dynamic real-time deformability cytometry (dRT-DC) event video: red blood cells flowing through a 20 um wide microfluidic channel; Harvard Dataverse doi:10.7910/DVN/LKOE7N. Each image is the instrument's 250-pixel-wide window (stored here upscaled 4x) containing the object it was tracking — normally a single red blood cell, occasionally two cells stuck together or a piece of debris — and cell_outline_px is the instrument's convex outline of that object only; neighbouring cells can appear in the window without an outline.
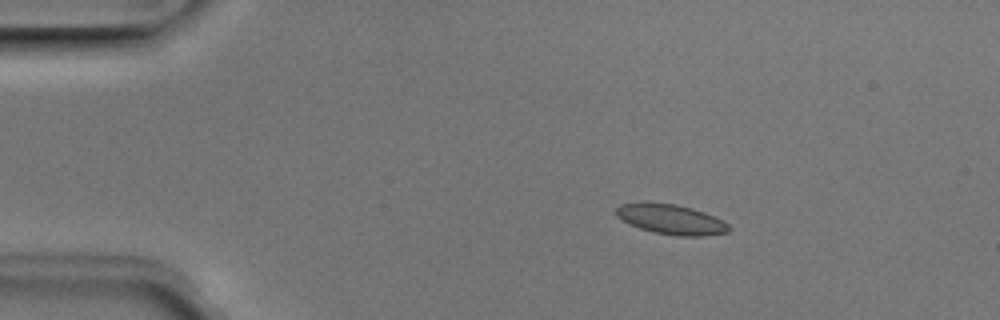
{"species": "Egyptian fruit bat (a non-hibernating species)", "species_latin": "Rousettus aegyptiacus", "temperature_condition": "room temperature", "stored_images_in_passage": 5, "camera_frame_rate_fps": 3000, "um_per_image_px": 0.085, "animal": {"sex": "male"}, "frame": {"image": 1, "passage_image": 3, "time_ms": 0.667, "image_size_px": [1000, 320], "cell_outline_px": [[732, 228], [728, 232], [704, 236], [676, 236], [652, 232], [628, 224], [620, 220], [616, 216], [616, 208], [620, 204], [676, 204], [692, 208], [704, 212], [724, 220]], "centroid_in_image_um": [57.08, 18.68], "position_along_channel_um": 27.9, "area_um2": 19.54}}
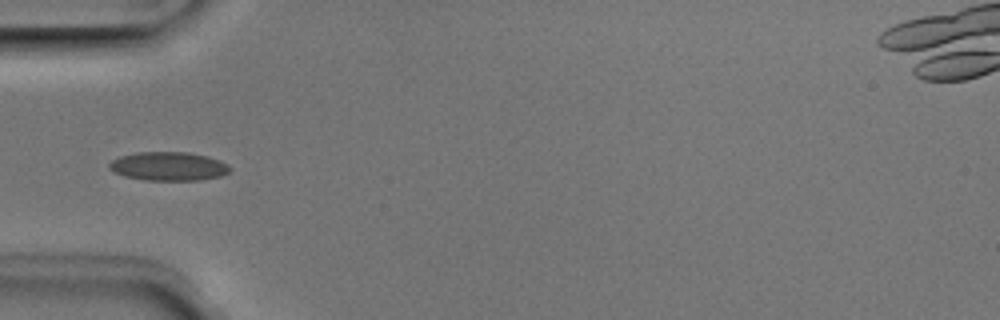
{"frame": {"image": 2, "passage_image": 5, "time_ms": 1.333, "image_size_px": [1000, 320], "cell_outline_px": [[232, 168], [228, 172], [220, 176], [200, 180], [144, 180], [124, 176], [108, 168], [108, 164], [112, 160], [120, 156], [136, 152], [188, 152], [208, 156], [220, 160], [228, 164]], "centroid_in_image_um": [14.33, 14.13], "position_along_channel_um": 70.7, "area_um2": 20.29}}